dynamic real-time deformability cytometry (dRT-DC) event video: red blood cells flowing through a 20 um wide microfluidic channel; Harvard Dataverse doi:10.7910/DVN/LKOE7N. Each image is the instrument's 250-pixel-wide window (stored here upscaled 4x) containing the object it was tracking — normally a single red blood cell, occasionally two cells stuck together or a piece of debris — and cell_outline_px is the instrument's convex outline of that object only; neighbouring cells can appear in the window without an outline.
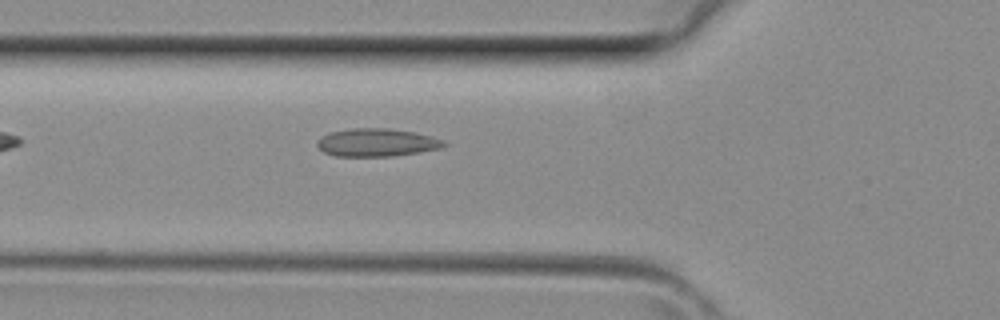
{"species": "common noctule bat (a hibernating species)", "species_latin": "Nyctalus noctula", "temperature_condition": "room temperature", "stored_images_in_passage": 6, "camera_frame_rate_fps": 3000, "um_per_image_px": 0.085, "animal": {"sex": "female", "body_mass_g": 29.2, "forearm_length_mm": 56.3}, "frame": {"image": 1, "passage_image": 6, "time_ms": 1.667, "image_size_px": [1000, 320], "cell_outline_px": [[448, 144], [440, 148], [392, 156], [336, 156], [324, 152], [316, 144], [316, 140], [332, 132], [348, 128], [388, 128], [416, 132], [444, 140]], "centroid_in_image_um": [32.02, 12.1], "position_along_channel_um": 93.8, "area_um2": 20.52}}